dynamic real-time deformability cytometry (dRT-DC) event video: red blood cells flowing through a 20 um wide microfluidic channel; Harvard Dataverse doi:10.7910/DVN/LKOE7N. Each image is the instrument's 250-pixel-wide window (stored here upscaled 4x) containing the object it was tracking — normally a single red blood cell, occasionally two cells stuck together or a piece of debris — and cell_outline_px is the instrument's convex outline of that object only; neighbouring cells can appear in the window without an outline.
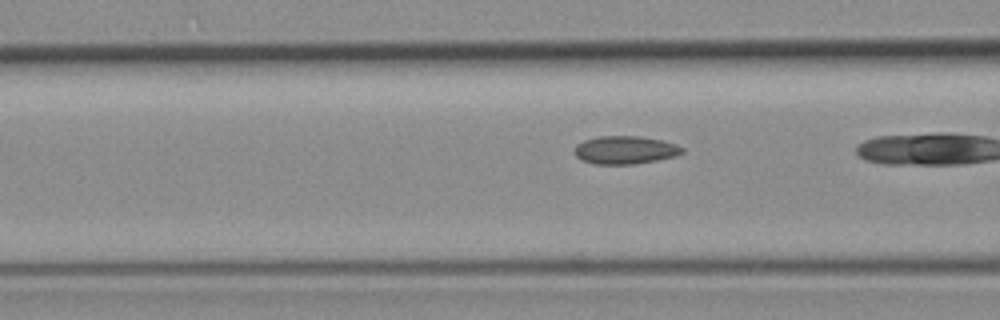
{"species": "common noctule bat (a hibernating species)", "species_latin": "Nyctalus noctula", "temperature_condition": "room temperature", "stored_images_in_passage": 18, "camera_frame_rate_fps": 3000, "um_per_image_px": 0.085, "animal": {"sex": "female", "body_mass_g": 19.3, "forearm_length_mm": 54.1}, "frame": {"image": 1, "passage_image": 17, "time_ms": 5.333, "image_size_px": [1000, 320], "cell_outline_px": [[684, 152], [676, 156], [636, 164], [592, 164], [580, 160], [572, 152], [576, 144], [584, 140], [596, 136], [640, 136], [660, 140], [676, 144], [684, 148]], "centroid_in_image_um": [53.09, 12.75], "position_along_channel_um": 113.5, "area_um2": 17.86}}